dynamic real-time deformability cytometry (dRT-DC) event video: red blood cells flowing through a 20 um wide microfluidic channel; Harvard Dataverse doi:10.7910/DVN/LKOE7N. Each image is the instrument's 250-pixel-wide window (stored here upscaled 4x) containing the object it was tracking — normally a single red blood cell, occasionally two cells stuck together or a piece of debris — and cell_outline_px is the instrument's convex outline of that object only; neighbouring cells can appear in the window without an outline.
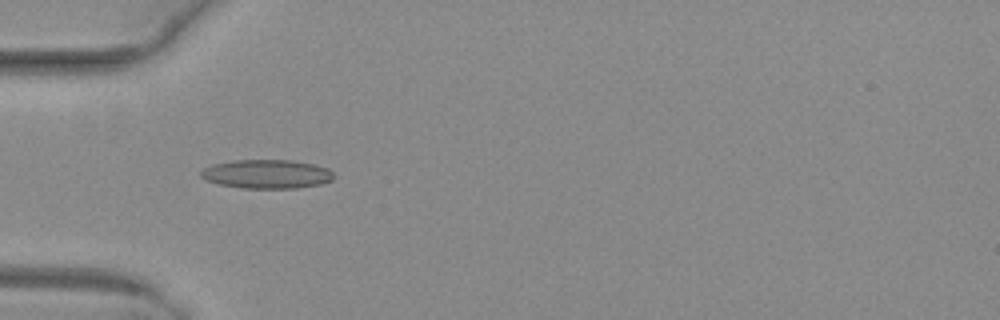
{"species": "common noctule bat (a hibernating species)", "species_latin": "Nyctalus noctula", "temperature_condition": "warm", "stored_images_in_passage": 53, "camera_frame_rate_fps": 3000, "um_per_image_px": 0.085, "animal": {"sex": "female", "body_mass_g": 29.2, "forearm_length_mm": 56.3}, "frame": {"image": 1, "passage_image": 18, "time_ms": 5.667, "image_size_px": [1000, 320], "cell_outline_px": [[336, 176], [332, 180], [320, 184], [296, 188], [240, 188], [220, 184], [208, 180], [200, 176], [200, 172], [204, 168], [212, 164], [232, 160], [292, 160], [312, 164], [328, 168]], "centroid_in_image_um": [22.68, 14.79], "position_along_channel_um": 62.3, "area_um2": 22.37}}
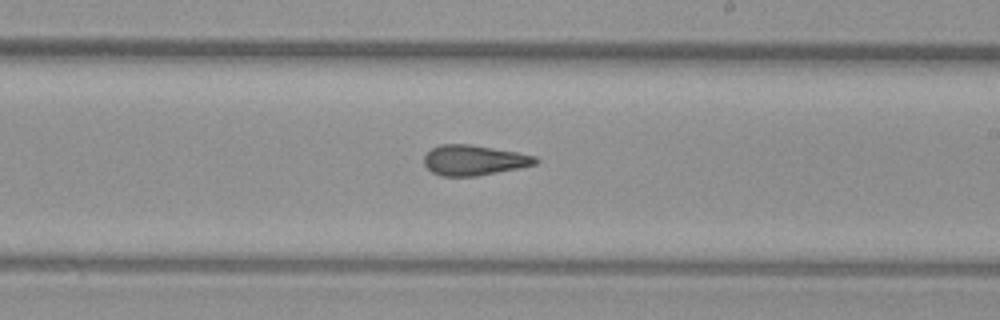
{"frame": {"image": 2, "passage_image": 32, "time_ms": 10.333, "image_size_px": [1000, 320], "cell_outline_px": [[540, 160], [536, 164], [520, 168], [476, 176], [440, 176], [432, 172], [424, 164], [424, 156], [432, 148], [440, 144], [472, 144], [516, 152], [536, 156]], "centroid_in_image_um": [40.3, 13.61], "position_along_channel_um": 248.7, "area_um2": 19.71}}
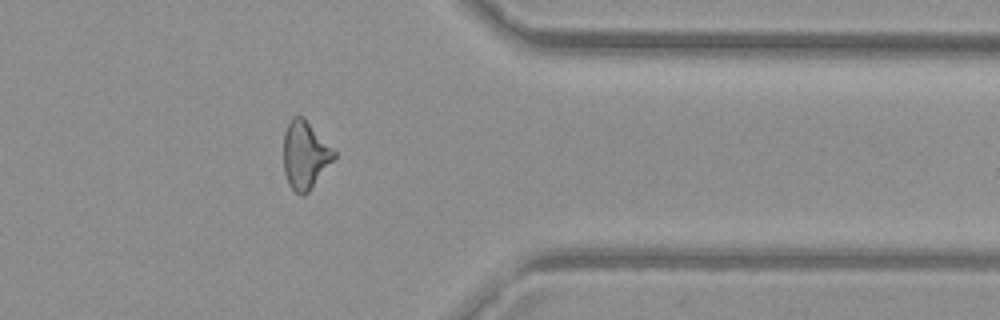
{"frame": {"image": 3, "passage_image": 43, "time_ms": 14.0, "image_size_px": [1000, 320], "cell_outline_px": [[336, 156], [308, 192], [304, 196], [300, 196], [288, 184], [284, 172], [284, 132], [292, 116], [304, 116], [336, 152]], "centroid_in_image_um": [25.92, 13.16], "position_along_channel_um": 385.5, "area_um2": 19.88}, "authors_computed_cell_mechanics": {"area_um2": 20.4612, "velocity_mm_per_s": 4.056, "shape_relaxation_time_tau1_ms": null, "shape_relaxation_time_tau2_ms": 1.0686, "deformation_change_tau1": null, "deformation_change_tau2": 0.0904}}